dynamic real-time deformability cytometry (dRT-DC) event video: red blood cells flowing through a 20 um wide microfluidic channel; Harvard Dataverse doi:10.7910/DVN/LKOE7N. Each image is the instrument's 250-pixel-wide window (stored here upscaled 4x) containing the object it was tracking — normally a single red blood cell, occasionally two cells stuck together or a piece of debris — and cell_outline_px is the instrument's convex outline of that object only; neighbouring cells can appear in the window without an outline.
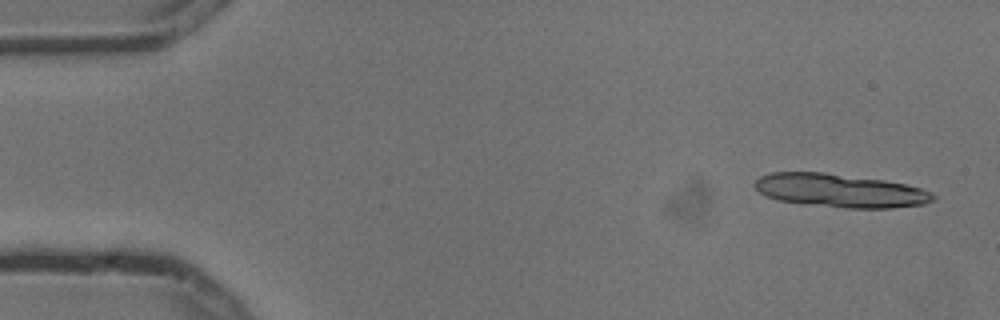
{"species": "common noctule bat (a hibernating species)", "species_latin": "Nyctalus noctula", "temperature_condition": "cold", "stored_images_in_passage": 4, "camera_frame_rate_fps": 3000, "um_per_image_px": 0.085, "animal": {"sex": "male", "body_mass_g": 13.3}, "frame": {"image": 1, "passage_image": 1, "time_ms": 0.0, "image_size_px": [1000, 320], "cell_outline_px": [[936, 200], [924, 204], [892, 208], [844, 208], [804, 204], [776, 200], [764, 196], [752, 184], [760, 176], [772, 172], [824, 172], [884, 180], [904, 184], [920, 188], [932, 192], [936, 196]], "centroid_in_image_um": [71.39, 16.21], "position_along_channel_um": 13.6, "area_um2": 35.03}}